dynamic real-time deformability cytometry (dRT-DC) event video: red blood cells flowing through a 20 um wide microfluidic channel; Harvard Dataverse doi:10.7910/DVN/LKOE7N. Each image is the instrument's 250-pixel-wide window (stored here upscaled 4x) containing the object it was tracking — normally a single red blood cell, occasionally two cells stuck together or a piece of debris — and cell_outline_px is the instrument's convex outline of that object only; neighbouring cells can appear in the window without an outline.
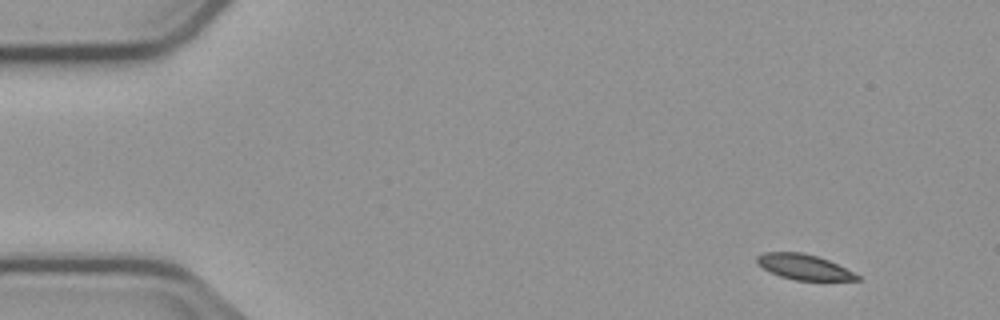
{"species": "common noctule bat (a hibernating species)", "species_latin": "Nyctalus noctula", "temperature_condition": "cold", "stored_images_in_passage": 5, "camera_frame_rate_fps": 3000, "um_per_image_px": 0.085, "animal": {"sex": "male", "body_mass_g": 23.1, "forearm_length_mm": 52.7}, "frame": {"image": 1, "passage_image": 1, "time_ms": 0.0, "image_size_px": [1000, 320], "cell_outline_px": [[860, 280], [796, 280], [780, 276], [756, 264], [756, 256], [764, 252], [804, 252], [828, 260], [860, 276]], "centroid_in_image_um": [68.29, 22.68], "position_along_channel_um": 16.7, "area_um2": 14.57}}
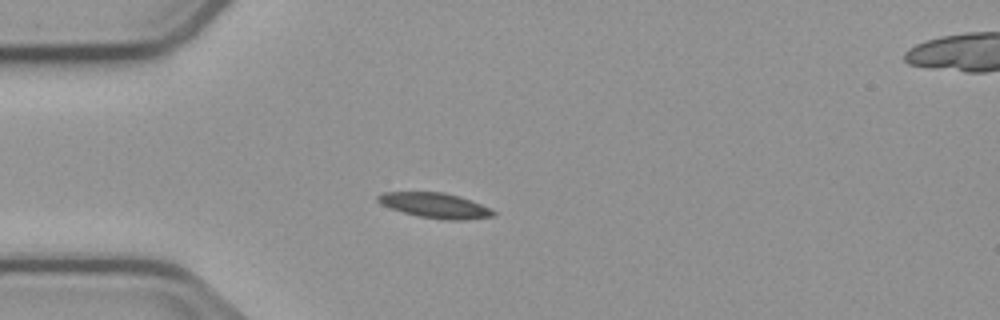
{"frame": {"image": 2, "passage_image": 4, "time_ms": 3.333, "image_size_px": [1000, 320], "cell_outline_px": [[496, 216], [468, 220], [444, 220], [416, 216], [380, 204], [376, 200], [376, 196], [380, 192], [444, 192], [460, 196], [480, 204], [496, 212]], "centroid_in_image_um": [36.97, 17.46], "position_along_channel_um": 48.0, "area_um2": 17.05}}